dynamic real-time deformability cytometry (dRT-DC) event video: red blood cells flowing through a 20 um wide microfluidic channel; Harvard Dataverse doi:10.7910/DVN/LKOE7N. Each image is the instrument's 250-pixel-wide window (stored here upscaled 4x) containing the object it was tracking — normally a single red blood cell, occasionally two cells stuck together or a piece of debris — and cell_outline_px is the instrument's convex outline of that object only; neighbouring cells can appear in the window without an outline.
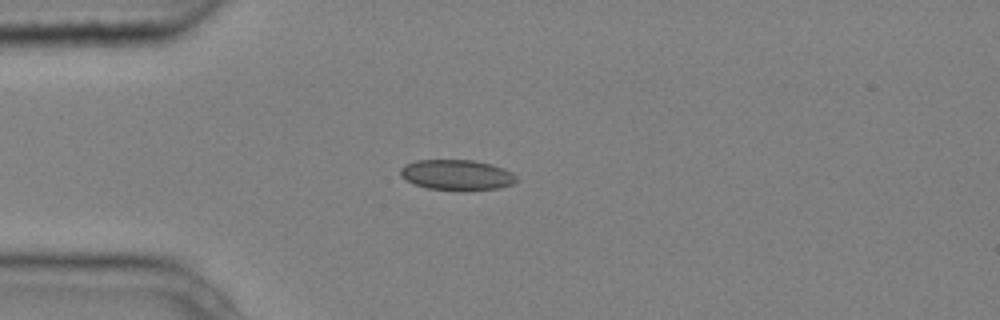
{"species": "common noctule bat (a hibernating species)", "species_latin": "Nyctalus noctula", "temperature_condition": "cold", "stored_images_in_passage": 5, "camera_frame_rate_fps": 3000, "um_per_image_px": 0.085, "animal": {"sex": "male", "body_mass_g": 20.4}, "frame": {"image": 1, "passage_image": 2, "time_ms": 0.333, "image_size_px": [1000, 320], "cell_outline_px": [[516, 180], [512, 184], [500, 188], [428, 188], [416, 184], [400, 176], [400, 168], [404, 164], [416, 160], [472, 160], [492, 164], [504, 168], [512, 172], [516, 176]], "centroid_in_image_um": [38.82, 14.82], "position_along_channel_um": 46.2, "area_um2": 19.88}}
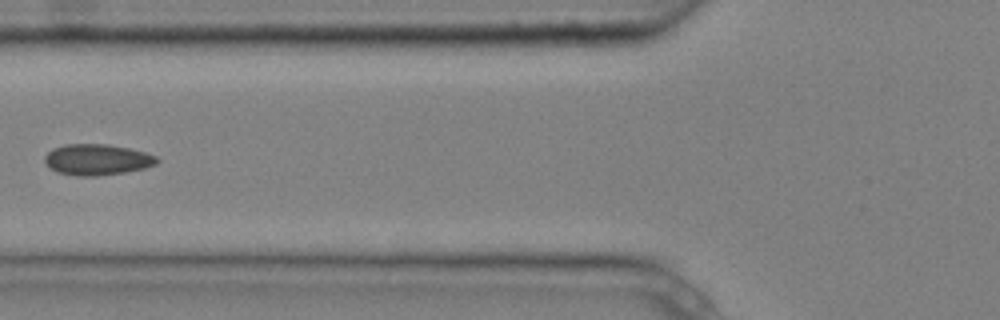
{"frame": {"image": 2, "passage_image": 4, "time_ms": 1.0, "image_size_px": [1000, 320], "cell_outline_px": [[160, 160], [156, 164], [144, 168], [124, 172], [96, 176], [76, 176], [56, 172], [44, 160], [44, 156], [52, 148], [64, 144], [108, 144], [128, 148], [144, 152], [156, 156]], "centroid_in_image_um": [8.24, 13.56], "position_along_channel_um": 117.6, "area_um2": 20.23}}